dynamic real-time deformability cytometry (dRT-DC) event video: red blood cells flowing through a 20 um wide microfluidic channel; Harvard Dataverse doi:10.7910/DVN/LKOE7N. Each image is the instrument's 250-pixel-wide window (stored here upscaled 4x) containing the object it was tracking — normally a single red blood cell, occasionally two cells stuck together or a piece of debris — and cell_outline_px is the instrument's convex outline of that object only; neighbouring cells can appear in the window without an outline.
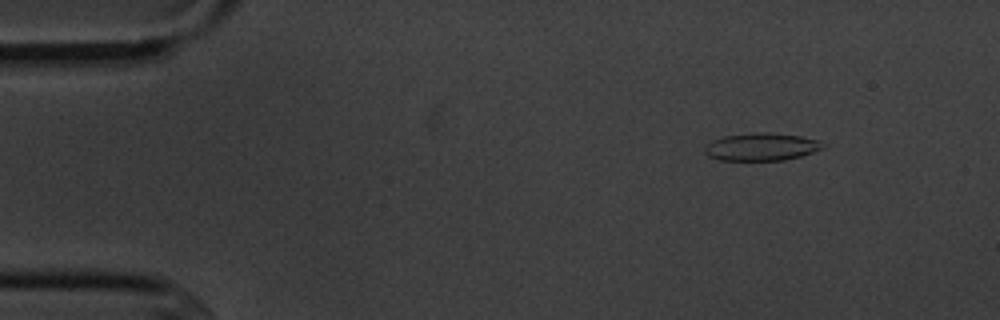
{"species": "common noctule bat (a hibernating species)", "species_latin": "Nyctalus noctula", "temperature_condition": "cold", "stored_images_in_passage": 5, "camera_frame_rate_fps": 3000, "um_per_image_px": 0.085, "animal": {"sex": "male", "body_mass_g": 20.1, "forearm_length_mm": 53.5}, "frame": {"image": 1, "passage_image": 2, "time_ms": 1.0, "image_size_px": [1000, 320], "cell_outline_px": [[828, 144], [824, 148], [800, 156], [784, 160], [720, 160], [708, 156], [704, 152], [704, 148], [712, 140], [724, 136], [756, 132], [764, 132], [800, 136], [816, 140]], "centroid_in_image_um": [64.72, 12.48], "position_along_channel_um": 20.3, "area_um2": 18.96}}
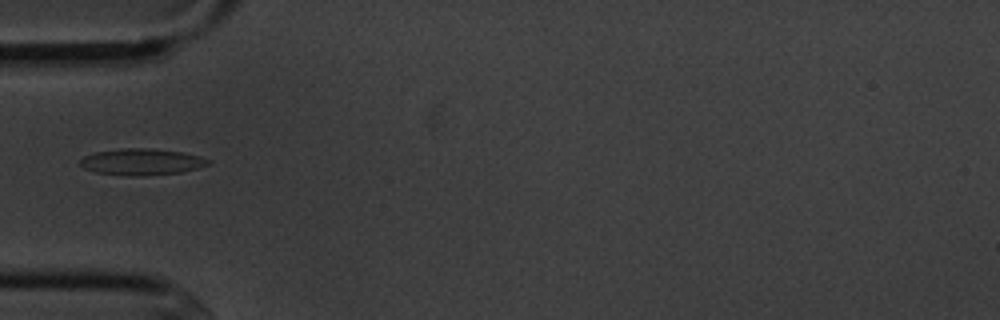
{"frame": {"image": 2, "passage_image": 5, "time_ms": 4.667, "image_size_px": [1000, 320], "cell_outline_px": [[212, 164], [180, 172], [144, 176], [128, 176], [96, 172], [84, 168], [80, 164], [80, 160], [84, 156], [96, 152], [120, 148], [152, 148], [180, 152], [200, 156], [212, 160]], "centroid_in_image_um": [12.06, 13.75], "position_along_channel_um": 72.9, "area_um2": 19.77}}